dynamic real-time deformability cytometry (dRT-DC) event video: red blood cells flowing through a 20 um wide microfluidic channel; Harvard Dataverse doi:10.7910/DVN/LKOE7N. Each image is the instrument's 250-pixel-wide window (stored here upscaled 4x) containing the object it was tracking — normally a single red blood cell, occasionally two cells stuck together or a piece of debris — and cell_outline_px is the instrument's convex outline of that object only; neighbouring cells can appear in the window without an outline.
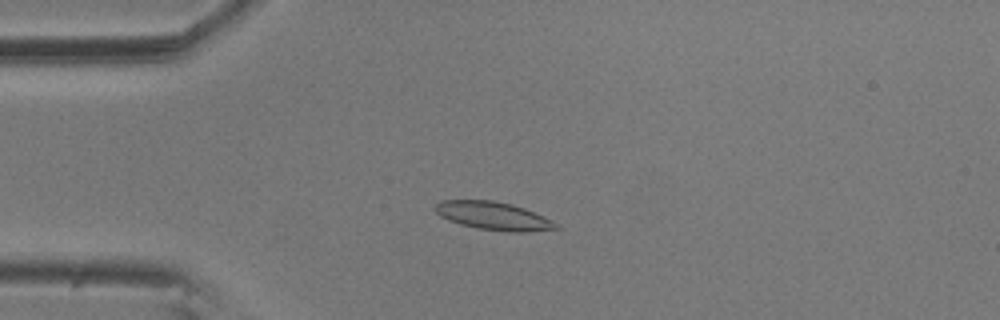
{"species": "common noctule bat (a hibernating species)", "species_latin": "Nyctalus noctula", "temperature_condition": "room temperature", "stored_images_in_passage": 10, "camera_frame_rate_fps": 3000, "um_per_image_px": 0.085, "animal": {"sex": "male", "body_mass_g": 20.5, "forearm_length_mm": 52.5}, "frame": {"image": 1, "passage_image": 3, "time_ms": 0.667, "image_size_px": [1000, 320], "cell_outline_px": [[560, 228], [524, 232], [508, 232], [480, 228], [460, 224], [448, 220], [440, 216], [432, 208], [440, 200], [492, 200], [512, 204], [524, 208], [552, 220]], "centroid_in_image_um": [41.9, 18.34], "position_along_channel_um": 43.1, "area_um2": 19.71}}
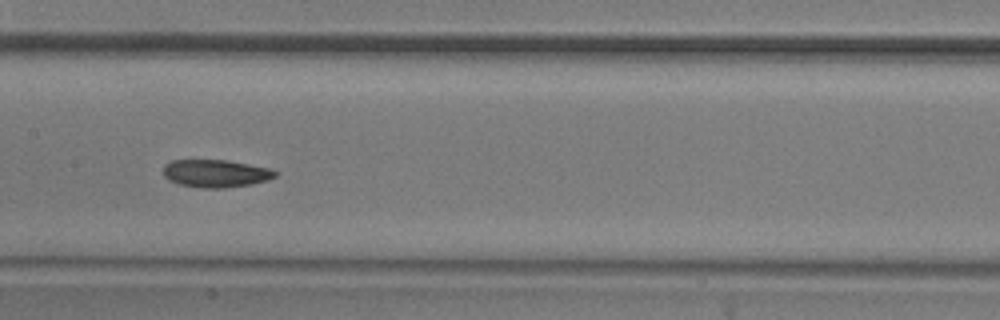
{"frame": {"image": 2, "passage_image": 7, "time_ms": 2.0, "image_size_px": [1000, 320], "cell_outline_px": [[276, 176], [268, 180], [252, 184], [224, 188], [200, 188], [180, 184], [168, 180], [164, 176], [164, 164], [172, 160], [228, 160], [268, 168], [276, 172]], "centroid_in_image_um": [18.31, 14.74], "position_along_channel_um": 189.1, "area_um2": 18.03}}
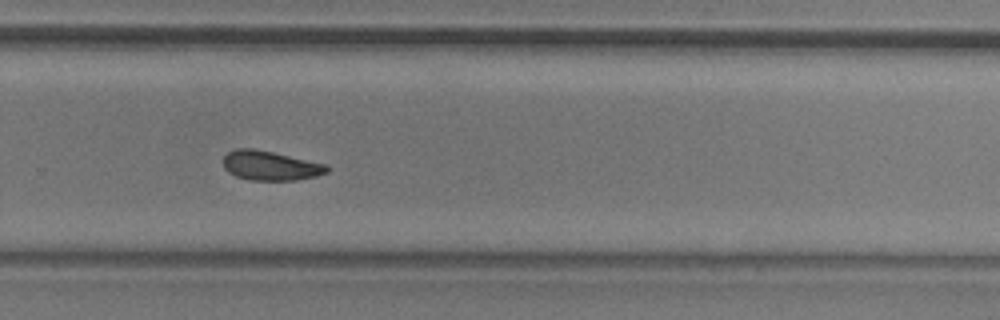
{"frame": {"image": 3, "passage_image": 10, "time_ms": 3.0, "image_size_px": [1000, 320], "cell_outline_px": [[328, 172], [316, 176], [296, 180], [248, 180], [236, 176], [228, 172], [224, 168], [224, 156], [228, 152], [236, 148], [252, 148], [272, 152], [324, 164], [328, 168]], "centroid_in_image_um": [22.93, 14.08], "position_along_channel_um": 306.9, "area_um2": 17.57}}